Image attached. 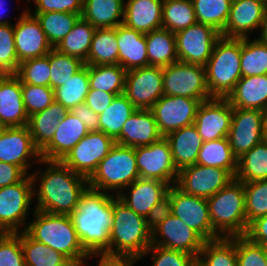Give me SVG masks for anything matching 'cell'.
I'll list each match as a JSON object with an SVG mask.
<instances>
[{
  "label": "cell",
  "instance_id": "56",
  "mask_svg": "<svg viewBox=\"0 0 267 266\" xmlns=\"http://www.w3.org/2000/svg\"><path fill=\"white\" fill-rule=\"evenodd\" d=\"M171 199L167 196L161 202L157 203L146 216V224L152 232L162 221L172 214Z\"/></svg>",
  "mask_w": 267,
  "mask_h": 266
},
{
  "label": "cell",
  "instance_id": "9",
  "mask_svg": "<svg viewBox=\"0 0 267 266\" xmlns=\"http://www.w3.org/2000/svg\"><path fill=\"white\" fill-rule=\"evenodd\" d=\"M33 190L30 174L16 184L0 188V233H17L24 227L34 198Z\"/></svg>",
  "mask_w": 267,
  "mask_h": 266
},
{
  "label": "cell",
  "instance_id": "33",
  "mask_svg": "<svg viewBox=\"0 0 267 266\" xmlns=\"http://www.w3.org/2000/svg\"><path fill=\"white\" fill-rule=\"evenodd\" d=\"M145 40L150 66L163 68L178 62L175 33L162 27L146 33Z\"/></svg>",
  "mask_w": 267,
  "mask_h": 266
},
{
  "label": "cell",
  "instance_id": "30",
  "mask_svg": "<svg viewBox=\"0 0 267 266\" xmlns=\"http://www.w3.org/2000/svg\"><path fill=\"white\" fill-rule=\"evenodd\" d=\"M227 99L233 108L263 111L267 103V74L242 77Z\"/></svg>",
  "mask_w": 267,
  "mask_h": 266
},
{
  "label": "cell",
  "instance_id": "28",
  "mask_svg": "<svg viewBox=\"0 0 267 266\" xmlns=\"http://www.w3.org/2000/svg\"><path fill=\"white\" fill-rule=\"evenodd\" d=\"M163 1L127 0L125 2L123 24L145 34L162 28Z\"/></svg>",
  "mask_w": 267,
  "mask_h": 266
},
{
  "label": "cell",
  "instance_id": "42",
  "mask_svg": "<svg viewBox=\"0 0 267 266\" xmlns=\"http://www.w3.org/2000/svg\"><path fill=\"white\" fill-rule=\"evenodd\" d=\"M241 74L242 77L267 74V40L241 38Z\"/></svg>",
  "mask_w": 267,
  "mask_h": 266
},
{
  "label": "cell",
  "instance_id": "11",
  "mask_svg": "<svg viewBox=\"0 0 267 266\" xmlns=\"http://www.w3.org/2000/svg\"><path fill=\"white\" fill-rule=\"evenodd\" d=\"M171 199L172 214L183 220L205 241L221 238L213 229L206 198L184 193L171 185L167 195Z\"/></svg>",
  "mask_w": 267,
  "mask_h": 266
},
{
  "label": "cell",
  "instance_id": "17",
  "mask_svg": "<svg viewBox=\"0 0 267 266\" xmlns=\"http://www.w3.org/2000/svg\"><path fill=\"white\" fill-rule=\"evenodd\" d=\"M235 177L223 168L208 167L194 164L178 172L176 186L184 193L209 198Z\"/></svg>",
  "mask_w": 267,
  "mask_h": 266
},
{
  "label": "cell",
  "instance_id": "26",
  "mask_svg": "<svg viewBox=\"0 0 267 266\" xmlns=\"http://www.w3.org/2000/svg\"><path fill=\"white\" fill-rule=\"evenodd\" d=\"M163 137L158 130L156 120L150 109H137L124 123L115 143L139 147L147 146Z\"/></svg>",
  "mask_w": 267,
  "mask_h": 266
},
{
  "label": "cell",
  "instance_id": "47",
  "mask_svg": "<svg viewBox=\"0 0 267 266\" xmlns=\"http://www.w3.org/2000/svg\"><path fill=\"white\" fill-rule=\"evenodd\" d=\"M49 64L51 68L50 88L53 90L62 86L85 66V62L79 58L61 53L55 48L49 52Z\"/></svg>",
  "mask_w": 267,
  "mask_h": 266
},
{
  "label": "cell",
  "instance_id": "15",
  "mask_svg": "<svg viewBox=\"0 0 267 266\" xmlns=\"http://www.w3.org/2000/svg\"><path fill=\"white\" fill-rule=\"evenodd\" d=\"M124 95L136 109H151L164 95L163 68L149 65L128 70Z\"/></svg>",
  "mask_w": 267,
  "mask_h": 266
},
{
  "label": "cell",
  "instance_id": "59",
  "mask_svg": "<svg viewBox=\"0 0 267 266\" xmlns=\"http://www.w3.org/2000/svg\"><path fill=\"white\" fill-rule=\"evenodd\" d=\"M26 175L19 166L0 161V188L18 183Z\"/></svg>",
  "mask_w": 267,
  "mask_h": 266
},
{
  "label": "cell",
  "instance_id": "52",
  "mask_svg": "<svg viewBox=\"0 0 267 266\" xmlns=\"http://www.w3.org/2000/svg\"><path fill=\"white\" fill-rule=\"evenodd\" d=\"M152 253V266H196L197 258L183 251L151 244L143 256Z\"/></svg>",
  "mask_w": 267,
  "mask_h": 266
},
{
  "label": "cell",
  "instance_id": "37",
  "mask_svg": "<svg viewBox=\"0 0 267 266\" xmlns=\"http://www.w3.org/2000/svg\"><path fill=\"white\" fill-rule=\"evenodd\" d=\"M21 246L25 266H75L65 255L35 241L23 230L21 231Z\"/></svg>",
  "mask_w": 267,
  "mask_h": 266
},
{
  "label": "cell",
  "instance_id": "63",
  "mask_svg": "<svg viewBox=\"0 0 267 266\" xmlns=\"http://www.w3.org/2000/svg\"><path fill=\"white\" fill-rule=\"evenodd\" d=\"M261 37L267 40V10H266L265 26H264Z\"/></svg>",
  "mask_w": 267,
  "mask_h": 266
},
{
  "label": "cell",
  "instance_id": "46",
  "mask_svg": "<svg viewBox=\"0 0 267 266\" xmlns=\"http://www.w3.org/2000/svg\"><path fill=\"white\" fill-rule=\"evenodd\" d=\"M196 20L213 27L220 34L226 26L232 0H192Z\"/></svg>",
  "mask_w": 267,
  "mask_h": 266
},
{
  "label": "cell",
  "instance_id": "19",
  "mask_svg": "<svg viewBox=\"0 0 267 266\" xmlns=\"http://www.w3.org/2000/svg\"><path fill=\"white\" fill-rule=\"evenodd\" d=\"M151 236L153 245L183 251L196 258L205 242L195 230L173 214L162 221Z\"/></svg>",
  "mask_w": 267,
  "mask_h": 266
},
{
  "label": "cell",
  "instance_id": "58",
  "mask_svg": "<svg viewBox=\"0 0 267 266\" xmlns=\"http://www.w3.org/2000/svg\"><path fill=\"white\" fill-rule=\"evenodd\" d=\"M70 112L85 124L89 132L99 131V114L93 112L86 103L76 105Z\"/></svg>",
  "mask_w": 267,
  "mask_h": 266
},
{
  "label": "cell",
  "instance_id": "29",
  "mask_svg": "<svg viewBox=\"0 0 267 266\" xmlns=\"http://www.w3.org/2000/svg\"><path fill=\"white\" fill-rule=\"evenodd\" d=\"M169 142L177 171L196 164L203 140L194 124L170 132L165 136Z\"/></svg>",
  "mask_w": 267,
  "mask_h": 266
},
{
  "label": "cell",
  "instance_id": "32",
  "mask_svg": "<svg viewBox=\"0 0 267 266\" xmlns=\"http://www.w3.org/2000/svg\"><path fill=\"white\" fill-rule=\"evenodd\" d=\"M124 9L125 0H83L81 17L96 29L115 28L124 21Z\"/></svg>",
  "mask_w": 267,
  "mask_h": 266
},
{
  "label": "cell",
  "instance_id": "62",
  "mask_svg": "<svg viewBox=\"0 0 267 266\" xmlns=\"http://www.w3.org/2000/svg\"><path fill=\"white\" fill-rule=\"evenodd\" d=\"M5 1L4 0H0V25H7V24H11L9 21H7L6 19L5 20H2V18L1 17H3V16H1V14L3 13V14H5L3 11H1V10H3V8L5 7Z\"/></svg>",
  "mask_w": 267,
  "mask_h": 266
},
{
  "label": "cell",
  "instance_id": "34",
  "mask_svg": "<svg viewBox=\"0 0 267 266\" xmlns=\"http://www.w3.org/2000/svg\"><path fill=\"white\" fill-rule=\"evenodd\" d=\"M196 164L228 170L234 177L237 158L234 156L228 137L203 142Z\"/></svg>",
  "mask_w": 267,
  "mask_h": 266
},
{
  "label": "cell",
  "instance_id": "65",
  "mask_svg": "<svg viewBox=\"0 0 267 266\" xmlns=\"http://www.w3.org/2000/svg\"><path fill=\"white\" fill-rule=\"evenodd\" d=\"M263 114H264V118H265V121H266V125H267V103L263 109Z\"/></svg>",
  "mask_w": 267,
  "mask_h": 266
},
{
  "label": "cell",
  "instance_id": "66",
  "mask_svg": "<svg viewBox=\"0 0 267 266\" xmlns=\"http://www.w3.org/2000/svg\"><path fill=\"white\" fill-rule=\"evenodd\" d=\"M264 251H265V254H266V258H267V245H264Z\"/></svg>",
  "mask_w": 267,
  "mask_h": 266
},
{
  "label": "cell",
  "instance_id": "8",
  "mask_svg": "<svg viewBox=\"0 0 267 266\" xmlns=\"http://www.w3.org/2000/svg\"><path fill=\"white\" fill-rule=\"evenodd\" d=\"M163 91L167 96L189 97L201 102L212 98L205 66L180 61L163 67Z\"/></svg>",
  "mask_w": 267,
  "mask_h": 266
},
{
  "label": "cell",
  "instance_id": "61",
  "mask_svg": "<svg viewBox=\"0 0 267 266\" xmlns=\"http://www.w3.org/2000/svg\"><path fill=\"white\" fill-rule=\"evenodd\" d=\"M245 236L256 244L267 245V215L254 220Z\"/></svg>",
  "mask_w": 267,
  "mask_h": 266
},
{
  "label": "cell",
  "instance_id": "4",
  "mask_svg": "<svg viewBox=\"0 0 267 266\" xmlns=\"http://www.w3.org/2000/svg\"><path fill=\"white\" fill-rule=\"evenodd\" d=\"M151 244V231L145 217L135 213L112 194L109 254L135 255L142 259Z\"/></svg>",
  "mask_w": 267,
  "mask_h": 266
},
{
  "label": "cell",
  "instance_id": "40",
  "mask_svg": "<svg viewBox=\"0 0 267 266\" xmlns=\"http://www.w3.org/2000/svg\"><path fill=\"white\" fill-rule=\"evenodd\" d=\"M126 70L116 65H88L90 89L109 92L116 96L124 94Z\"/></svg>",
  "mask_w": 267,
  "mask_h": 266
},
{
  "label": "cell",
  "instance_id": "60",
  "mask_svg": "<svg viewBox=\"0 0 267 266\" xmlns=\"http://www.w3.org/2000/svg\"><path fill=\"white\" fill-rule=\"evenodd\" d=\"M99 257L97 266H133L141 257L135 255H121L109 253H97L92 255Z\"/></svg>",
  "mask_w": 267,
  "mask_h": 266
},
{
  "label": "cell",
  "instance_id": "7",
  "mask_svg": "<svg viewBox=\"0 0 267 266\" xmlns=\"http://www.w3.org/2000/svg\"><path fill=\"white\" fill-rule=\"evenodd\" d=\"M138 178L134 147L115 143L88 178V185L95 191L116 192L117 196Z\"/></svg>",
  "mask_w": 267,
  "mask_h": 266
},
{
  "label": "cell",
  "instance_id": "16",
  "mask_svg": "<svg viewBox=\"0 0 267 266\" xmlns=\"http://www.w3.org/2000/svg\"><path fill=\"white\" fill-rule=\"evenodd\" d=\"M200 104L199 99L163 95L150 110L159 133L165 137L170 132L194 124Z\"/></svg>",
  "mask_w": 267,
  "mask_h": 266
},
{
  "label": "cell",
  "instance_id": "53",
  "mask_svg": "<svg viewBox=\"0 0 267 266\" xmlns=\"http://www.w3.org/2000/svg\"><path fill=\"white\" fill-rule=\"evenodd\" d=\"M0 266H25L21 231L0 233Z\"/></svg>",
  "mask_w": 267,
  "mask_h": 266
},
{
  "label": "cell",
  "instance_id": "3",
  "mask_svg": "<svg viewBox=\"0 0 267 266\" xmlns=\"http://www.w3.org/2000/svg\"><path fill=\"white\" fill-rule=\"evenodd\" d=\"M33 215L35 220L23 228L32 239L62 253L75 266H84L88 257L91 258L81 245L70 215L39 210H34Z\"/></svg>",
  "mask_w": 267,
  "mask_h": 266
},
{
  "label": "cell",
  "instance_id": "5",
  "mask_svg": "<svg viewBox=\"0 0 267 266\" xmlns=\"http://www.w3.org/2000/svg\"><path fill=\"white\" fill-rule=\"evenodd\" d=\"M214 231L224 238L245 236L248 230L245 213L244 183L233 179L227 186L207 198Z\"/></svg>",
  "mask_w": 267,
  "mask_h": 266
},
{
  "label": "cell",
  "instance_id": "23",
  "mask_svg": "<svg viewBox=\"0 0 267 266\" xmlns=\"http://www.w3.org/2000/svg\"><path fill=\"white\" fill-rule=\"evenodd\" d=\"M129 189L125 195L124 190ZM170 185L158 180L138 178L123 189L117 198L135 213L146 218L149 211L167 197ZM129 193V194H128Z\"/></svg>",
  "mask_w": 267,
  "mask_h": 266
},
{
  "label": "cell",
  "instance_id": "14",
  "mask_svg": "<svg viewBox=\"0 0 267 266\" xmlns=\"http://www.w3.org/2000/svg\"><path fill=\"white\" fill-rule=\"evenodd\" d=\"M220 36L213 27L198 22L176 32L178 61L205 66Z\"/></svg>",
  "mask_w": 267,
  "mask_h": 266
},
{
  "label": "cell",
  "instance_id": "48",
  "mask_svg": "<svg viewBox=\"0 0 267 266\" xmlns=\"http://www.w3.org/2000/svg\"><path fill=\"white\" fill-rule=\"evenodd\" d=\"M246 223L267 215V179L244 183Z\"/></svg>",
  "mask_w": 267,
  "mask_h": 266
},
{
  "label": "cell",
  "instance_id": "6",
  "mask_svg": "<svg viewBox=\"0 0 267 266\" xmlns=\"http://www.w3.org/2000/svg\"><path fill=\"white\" fill-rule=\"evenodd\" d=\"M206 82L211 97L227 98L241 74V38L220 36L205 65Z\"/></svg>",
  "mask_w": 267,
  "mask_h": 266
},
{
  "label": "cell",
  "instance_id": "44",
  "mask_svg": "<svg viewBox=\"0 0 267 266\" xmlns=\"http://www.w3.org/2000/svg\"><path fill=\"white\" fill-rule=\"evenodd\" d=\"M39 21L42 30L47 36L51 46L55 48L70 32L74 24L81 17L70 12L31 13Z\"/></svg>",
  "mask_w": 267,
  "mask_h": 266
},
{
  "label": "cell",
  "instance_id": "21",
  "mask_svg": "<svg viewBox=\"0 0 267 266\" xmlns=\"http://www.w3.org/2000/svg\"><path fill=\"white\" fill-rule=\"evenodd\" d=\"M25 10L13 25L19 63L47 55L53 48L34 15Z\"/></svg>",
  "mask_w": 267,
  "mask_h": 266
},
{
  "label": "cell",
  "instance_id": "1",
  "mask_svg": "<svg viewBox=\"0 0 267 266\" xmlns=\"http://www.w3.org/2000/svg\"><path fill=\"white\" fill-rule=\"evenodd\" d=\"M46 171L31 173L34 188L39 179L38 190H33L37 203L34 210L51 214L71 215L79 208L82 195L89 188L88 179L73 172L61 161L41 160ZM40 174V175H39ZM37 179V180H36ZM38 192V194H37Z\"/></svg>",
  "mask_w": 267,
  "mask_h": 266
},
{
  "label": "cell",
  "instance_id": "38",
  "mask_svg": "<svg viewBox=\"0 0 267 266\" xmlns=\"http://www.w3.org/2000/svg\"><path fill=\"white\" fill-rule=\"evenodd\" d=\"M95 30L94 26L80 17L55 49L86 62Z\"/></svg>",
  "mask_w": 267,
  "mask_h": 266
},
{
  "label": "cell",
  "instance_id": "2",
  "mask_svg": "<svg viewBox=\"0 0 267 266\" xmlns=\"http://www.w3.org/2000/svg\"><path fill=\"white\" fill-rule=\"evenodd\" d=\"M112 193L90 188L82 195L79 208L70 216L81 245L92 257L97 253H109L112 227Z\"/></svg>",
  "mask_w": 267,
  "mask_h": 266
},
{
  "label": "cell",
  "instance_id": "22",
  "mask_svg": "<svg viewBox=\"0 0 267 266\" xmlns=\"http://www.w3.org/2000/svg\"><path fill=\"white\" fill-rule=\"evenodd\" d=\"M31 157L38 163L42 160L27 125L7 127L0 135V161L15 164L27 174Z\"/></svg>",
  "mask_w": 267,
  "mask_h": 266
},
{
  "label": "cell",
  "instance_id": "43",
  "mask_svg": "<svg viewBox=\"0 0 267 266\" xmlns=\"http://www.w3.org/2000/svg\"><path fill=\"white\" fill-rule=\"evenodd\" d=\"M89 88L88 65L85 64L80 71L54 90L55 101L71 111L76 105L85 103Z\"/></svg>",
  "mask_w": 267,
  "mask_h": 266
},
{
  "label": "cell",
  "instance_id": "10",
  "mask_svg": "<svg viewBox=\"0 0 267 266\" xmlns=\"http://www.w3.org/2000/svg\"><path fill=\"white\" fill-rule=\"evenodd\" d=\"M266 134L267 125L263 111L234 108L228 140L237 159L261 143Z\"/></svg>",
  "mask_w": 267,
  "mask_h": 266
},
{
  "label": "cell",
  "instance_id": "25",
  "mask_svg": "<svg viewBox=\"0 0 267 266\" xmlns=\"http://www.w3.org/2000/svg\"><path fill=\"white\" fill-rule=\"evenodd\" d=\"M0 121L6 127H20L28 123L21 81L15 74L0 75Z\"/></svg>",
  "mask_w": 267,
  "mask_h": 266
},
{
  "label": "cell",
  "instance_id": "64",
  "mask_svg": "<svg viewBox=\"0 0 267 266\" xmlns=\"http://www.w3.org/2000/svg\"><path fill=\"white\" fill-rule=\"evenodd\" d=\"M6 126L0 121V135L6 130Z\"/></svg>",
  "mask_w": 267,
  "mask_h": 266
},
{
  "label": "cell",
  "instance_id": "24",
  "mask_svg": "<svg viewBox=\"0 0 267 266\" xmlns=\"http://www.w3.org/2000/svg\"><path fill=\"white\" fill-rule=\"evenodd\" d=\"M85 124L70 111L61 119L51 141L40 151L47 161H61L88 134Z\"/></svg>",
  "mask_w": 267,
  "mask_h": 266
},
{
  "label": "cell",
  "instance_id": "39",
  "mask_svg": "<svg viewBox=\"0 0 267 266\" xmlns=\"http://www.w3.org/2000/svg\"><path fill=\"white\" fill-rule=\"evenodd\" d=\"M235 179L243 183L267 179L266 139L237 159Z\"/></svg>",
  "mask_w": 267,
  "mask_h": 266
},
{
  "label": "cell",
  "instance_id": "45",
  "mask_svg": "<svg viewBox=\"0 0 267 266\" xmlns=\"http://www.w3.org/2000/svg\"><path fill=\"white\" fill-rule=\"evenodd\" d=\"M197 23L192 0H164L162 27L176 33Z\"/></svg>",
  "mask_w": 267,
  "mask_h": 266
},
{
  "label": "cell",
  "instance_id": "36",
  "mask_svg": "<svg viewBox=\"0 0 267 266\" xmlns=\"http://www.w3.org/2000/svg\"><path fill=\"white\" fill-rule=\"evenodd\" d=\"M198 266H238L236 236L205 241L197 257Z\"/></svg>",
  "mask_w": 267,
  "mask_h": 266
},
{
  "label": "cell",
  "instance_id": "50",
  "mask_svg": "<svg viewBox=\"0 0 267 266\" xmlns=\"http://www.w3.org/2000/svg\"><path fill=\"white\" fill-rule=\"evenodd\" d=\"M19 64L13 25H0V75L16 74Z\"/></svg>",
  "mask_w": 267,
  "mask_h": 266
},
{
  "label": "cell",
  "instance_id": "13",
  "mask_svg": "<svg viewBox=\"0 0 267 266\" xmlns=\"http://www.w3.org/2000/svg\"><path fill=\"white\" fill-rule=\"evenodd\" d=\"M114 144L115 141L102 131L88 132L61 162L88 179Z\"/></svg>",
  "mask_w": 267,
  "mask_h": 266
},
{
  "label": "cell",
  "instance_id": "18",
  "mask_svg": "<svg viewBox=\"0 0 267 266\" xmlns=\"http://www.w3.org/2000/svg\"><path fill=\"white\" fill-rule=\"evenodd\" d=\"M267 10V0H232L229 16L221 36L249 38V33L260 29L262 35Z\"/></svg>",
  "mask_w": 267,
  "mask_h": 266
},
{
  "label": "cell",
  "instance_id": "57",
  "mask_svg": "<svg viewBox=\"0 0 267 266\" xmlns=\"http://www.w3.org/2000/svg\"><path fill=\"white\" fill-rule=\"evenodd\" d=\"M115 96V94L109 92L89 88L85 103L93 112L101 114L109 107Z\"/></svg>",
  "mask_w": 267,
  "mask_h": 266
},
{
  "label": "cell",
  "instance_id": "35",
  "mask_svg": "<svg viewBox=\"0 0 267 266\" xmlns=\"http://www.w3.org/2000/svg\"><path fill=\"white\" fill-rule=\"evenodd\" d=\"M118 54L116 27L96 29L85 64L116 65L118 64Z\"/></svg>",
  "mask_w": 267,
  "mask_h": 266
},
{
  "label": "cell",
  "instance_id": "54",
  "mask_svg": "<svg viewBox=\"0 0 267 266\" xmlns=\"http://www.w3.org/2000/svg\"><path fill=\"white\" fill-rule=\"evenodd\" d=\"M236 255L238 266H267L264 246L246 236H236Z\"/></svg>",
  "mask_w": 267,
  "mask_h": 266
},
{
  "label": "cell",
  "instance_id": "51",
  "mask_svg": "<svg viewBox=\"0 0 267 266\" xmlns=\"http://www.w3.org/2000/svg\"><path fill=\"white\" fill-rule=\"evenodd\" d=\"M21 89L28 117L43 111L55 101L54 90L50 87L21 84Z\"/></svg>",
  "mask_w": 267,
  "mask_h": 266
},
{
  "label": "cell",
  "instance_id": "49",
  "mask_svg": "<svg viewBox=\"0 0 267 266\" xmlns=\"http://www.w3.org/2000/svg\"><path fill=\"white\" fill-rule=\"evenodd\" d=\"M50 70L48 53L45 56L21 62L15 75L20 79L21 84L50 87Z\"/></svg>",
  "mask_w": 267,
  "mask_h": 266
},
{
  "label": "cell",
  "instance_id": "27",
  "mask_svg": "<svg viewBox=\"0 0 267 266\" xmlns=\"http://www.w3.org/2000/svg\"><path fill=\"white\" fill-rule=\"evenodd\" d=\"M116 37L120 66L126 71L149 66L145 33L133 30L122 23L116 27Z\"/></svg>",
  "mask_w": 267,
  "mask_h": 266
},
{
  "label": "cell",
  "instance_id": "12",
  "mask_svg": "<svg viewBox=\"0 0 267 266\" xmlns=\"http://www.w3.org/2000/svg\"><path fill=\"white\" fill-rule=\"evenodd\" d=\"M134 150L140 178L158 179L170 186L176 184L178 171L165 137L150 145L135 147Z\"/></svg>",
  "mask_w": 267,
  "mask_h": 266
},
{
  "label": "cell",
  "instance_id": "55",
  "mask_svg": "<svg viewBox=\"0 0 267 266\" xmlns=\"http://www.w3.org/2000/svg\"><path fill=\"white\" fill-rule=\"evenodd\" d=\"M30 1L35 3L33 13L70 12L81 16L83 11V0H27V3Z\"/></svg>",
  "mask_w": 267,
  "mask_h": 266
},
{
  "label": "cell",
  "instance_id": "41",
  "mask_svg": "<svg viewBox=\"0 0 267 266\" xmlns=\"http://www.w3.org/2000/svg\"><path fill=\"white\" fill-rule=\"evenodd\" d=\"M135 106L124 95L115 96L109 107L99 114V131L115 140L126 120L136 111Z\"/></svg>",
  "mask_w": 267,
  "mask_h": 266
},
{
  "label": "cell",
  "instance_id": "20",
  "mask_svg": "<svg viewBox=\"0 0 267 266\" xmlns=\"http://www.w3.org/2000/svg\"><path fill=\"white\" fill-rule=\"evenodd\" d=\"M234 108L227 98L202 101L194 120L203 142L228 137Z\"/></svg>",
  "mask_w": 267,
  "mask_h": 266
},
{
  "label": "cell",
  "instance_id": "31",
  "mask_svg": "<svg viewBox=\"0 0 267 266\" xmlns=\"http://www.w3.org/2000/svg\"><path fill=\"white\" fill-rule=\"evenodd\" d=\"M68 112L61 103L54 101L43 111L28 117L27 127L34 145L40 151L51 141L61 119Z\"/></svg>",
  "mask_w": 267,
  "mask_h": 266
}]
</instances>
